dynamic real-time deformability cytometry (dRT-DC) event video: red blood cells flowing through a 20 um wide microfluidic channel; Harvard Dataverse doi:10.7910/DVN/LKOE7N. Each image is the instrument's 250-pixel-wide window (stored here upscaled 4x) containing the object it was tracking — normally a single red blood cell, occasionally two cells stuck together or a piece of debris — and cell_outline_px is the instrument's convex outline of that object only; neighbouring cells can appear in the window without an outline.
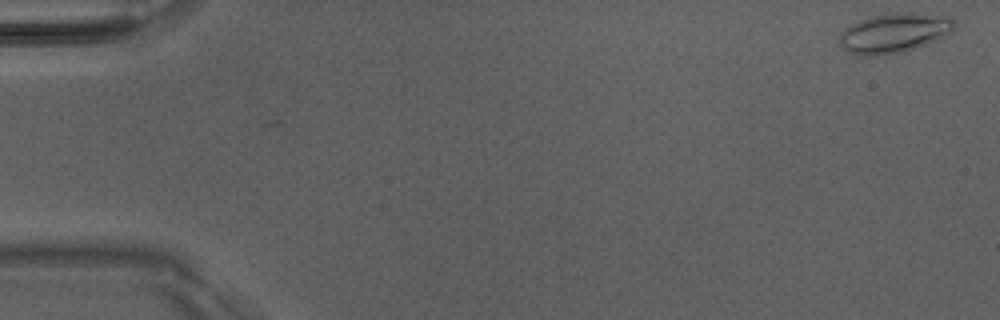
{"species": "Egyptian fruit bat (a non-hibernating species)", "species_latin": "Rousettus aegyptiacus", "temperature_condition": "room temperature", "stored_images_in_passage": 51, "camera_frame_rate_fps": 3000, "um_per_image_px": 0.085, "animal": {"sex": "male"}, "frame": {"image": 1, "passage_image": 1, "time_ms": 0.0, "image_size_px": [1000, 320], "cell_outline_px": [[956, 28], [952, 32], [936, 40], [904, 52], [876, 56], [860, 56], [848, 52], [840, 44], [840, 36], [852, 24], [860, 20], [872, 16], [896, 12], [912, 12], [948, 16], [956, 24]], "centroid_in_image_um": [76.05, 2.8], "position_along_channel_um": 9.0, "area_um2": 26.47}}
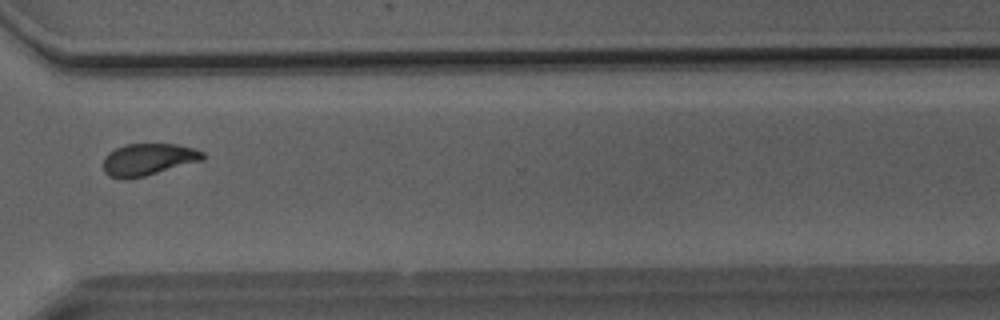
{"frame": {"image": 2, "passage_image": 38, "time_ms": 12.333, "image_size_px": [1000, 320], "cell_outline_px": [[204, 160], [144, 176], [128, 180], [120, 180], [108, 176], [104, 172], [104, 156], [108, 152], [124, 144], [176, 144], [196, 148], [204, 152]], "centroid_in_image_um": [12.58, 13.56], "position_along_channel_um": 358.0, "area_um2": 18.84}}
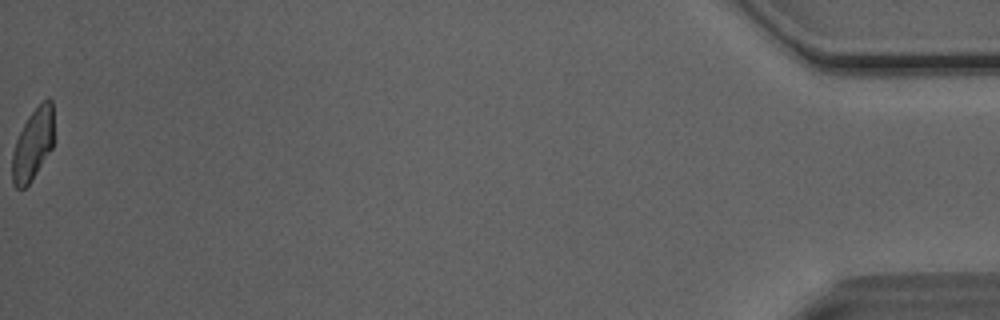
{"frame": {"image": 3, "passage_image": 51, "time_ms": 16.667, "image_size_px": [1000, 320], "cell_outline_px": [[52, 148], [32, 180], [24, 188], [16, 188], [12, 184], [12, 152], [16, 140], [28, 116], [48, 96], [52, 100]], "centroid_in_image_um": [2.77, 12.3], "position_along_channel_um": 432.4, "area_um2": 17.11}, "authors_computed_cell_mechanics": {"area_um2": 19.0162, "velocity_mm_per_s": 4.0526, "shape_relaxation_time_tau1_ms": 5.9465, "shape_relaxation_time_tau2_ms": 2.3464, "deformation_change_tau1": 0.1719, "deformation_change_tau2": 0.0853}}